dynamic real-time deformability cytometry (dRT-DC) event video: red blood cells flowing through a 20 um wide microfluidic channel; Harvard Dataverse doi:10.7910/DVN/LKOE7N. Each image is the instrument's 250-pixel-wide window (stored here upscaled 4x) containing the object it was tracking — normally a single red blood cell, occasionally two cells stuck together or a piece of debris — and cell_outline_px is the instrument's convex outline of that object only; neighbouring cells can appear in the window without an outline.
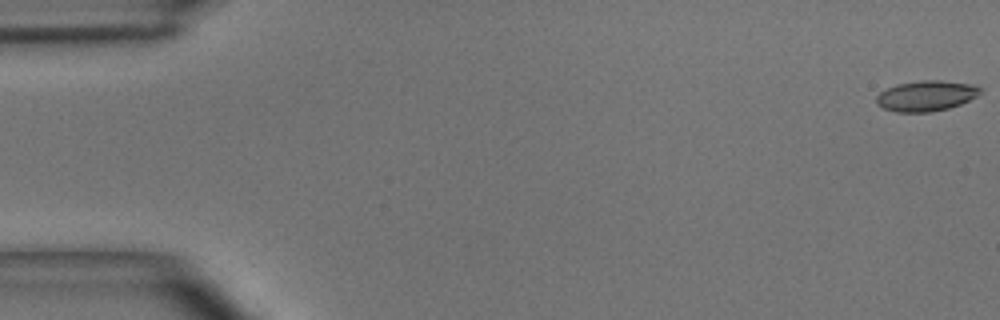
{"species": "common noctule bat (a hibernating species)", "species_latin": "Nyctalus noctula", "temperature_condition": "room temperature", "stored_images_in_passage": 14, "camera_frame_rate_fps": 3000, "um_per_image_px": 0.085, "animal": {"sex": "male", "body_mass_g": 15.6}, "frame": {"image": 1, "passage_image": 1, "time_ms": 0.0, "image_size_px": [1000, 320], "cell_outline_px": [[984, 88], [976, 96], [960, 104], [948, 108], [928, 112], [896, 112], [884, 108], [876, 104], [876, 96], [880, 92], [896, 84], [920, 80], [940, 80], [972, 84]], "centroid_in_image_um": [78.71, 8.14], "position_along_channel_um": 6.3, "area_um2": 18.44}}
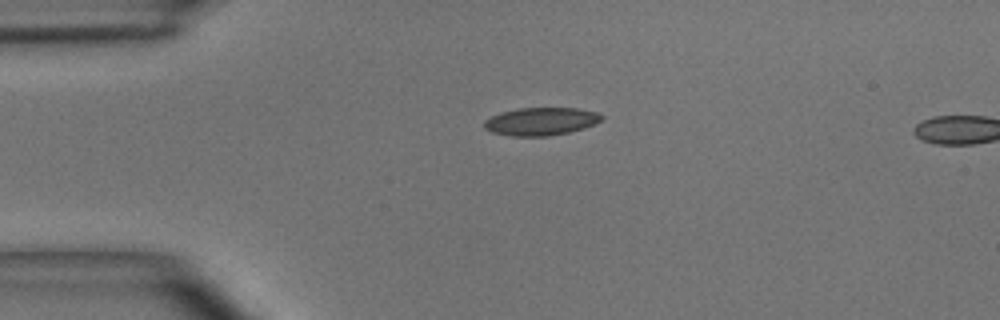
{"frame": {"image": 2, "passage_image": 12, "time_ms": 3.667, "image_size_px": [1000, 320], "cell_outline_px": [[604, 116], [600, 120], [584, 128], [568, 132], [548, 136], [512, 136], [492, 132], [484, 128], [484, 120], [500, 112], [520, 108], [576, 108], [596, 112]], "centroid_in_image_um": [45.94, 10.32], "position_along_channel_um": 39.1, "area_um2": 18.9}}